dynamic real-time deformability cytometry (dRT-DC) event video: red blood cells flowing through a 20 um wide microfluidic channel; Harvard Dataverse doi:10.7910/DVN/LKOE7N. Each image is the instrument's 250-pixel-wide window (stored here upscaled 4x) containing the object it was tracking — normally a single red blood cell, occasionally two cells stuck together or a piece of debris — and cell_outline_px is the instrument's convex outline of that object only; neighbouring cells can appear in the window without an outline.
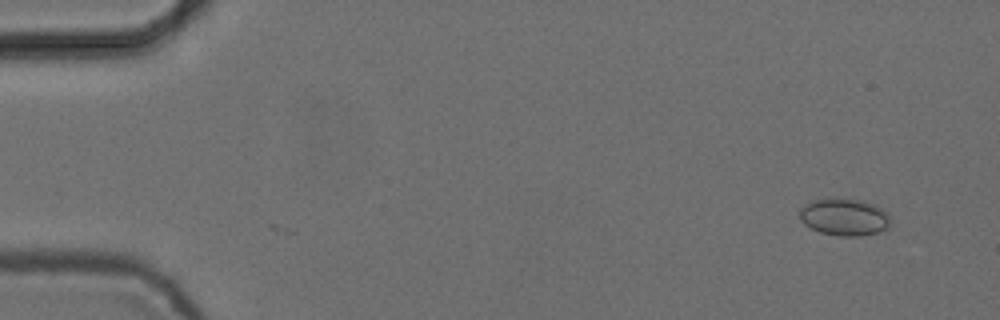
{"species": "common noctule bat (a hibernating species)", "species_latin": "Nyctalus noctula", "temperature_condition": "cold", "stored_images_in_passage": 7, "camera_frame_rate_fps": 3000, "um_per_image_px": 0.085, "animal": {"sex": "female", "body_mass_g": 24.6, "forearm_length_mm": 56.2}, "frame": {"image": 1, "passage_image": 1, "time_ms": 0.0, "image_size_px": [1000, 320], "cell_outline_px": [[888, 228], [876, 232], [860, 236], [840, 236], [820, 232], [804, 224], [800, 220], [800, 208], [804, 204], [812, 200], [836, 196], [864, 200], [888, 212]], "centroid_in_image_um": [71.72, 18.41], "position_along_channel_um": 13.3, "area_um2": 19.94}}
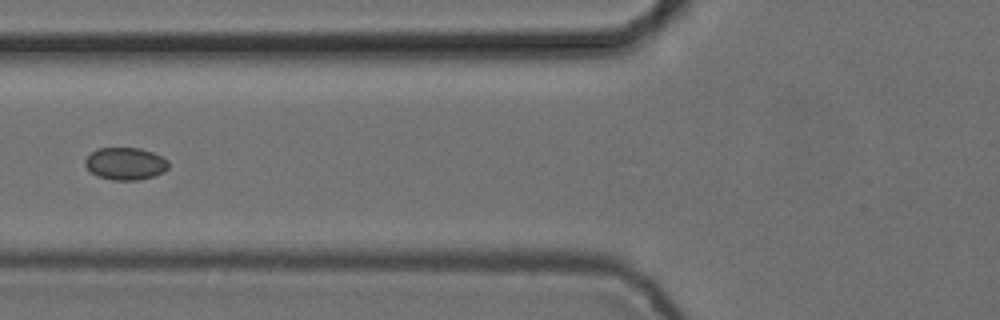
{"frame": {"image": 2, "passage_image": 6, "time_ms": 1.667, "image_size_px": [1000, 320], "cell_outline_px": [[168, 168], [164, 172], [152, 176], [136, 180], [112, 180], [96, 176], [84, 164], [84, 160], [92, 152], [100, 148], [140, 148], [152, 152], [168, 160]], "centroid_in_image_um": [10.65, 13.91], "position_along_channel_um": 115.1, "area_um2": 15.61}}
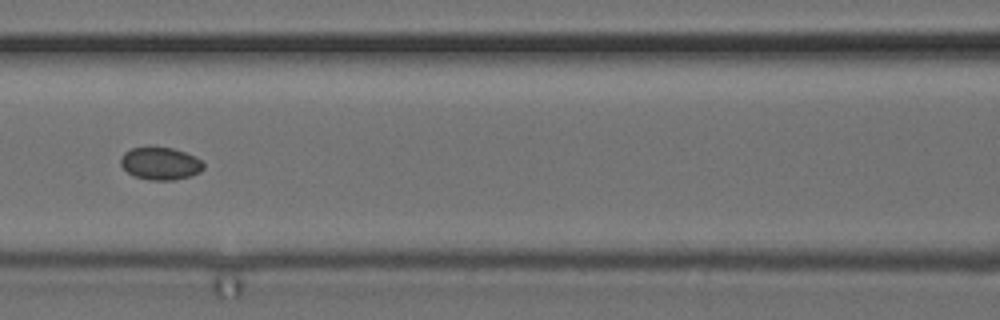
{"frame": {"image": 3, "passage_image": 7, "time_ms": 2.0, "image_size_px": [1000, 320], "cell_outline_px": [[204, 168], [200, 172], [192, 176], [172, 180], [148, 180], [132, 176], [120, 164], [120, 156], [124, 152], [132, 148], [148, 144], [172, 148], [184, 152], [200, 160], [204, 164]], "centroid_in_image_um": [13.58, 13.87], "position_along_channel_um": 153.0, "area_um2": 16.18}}